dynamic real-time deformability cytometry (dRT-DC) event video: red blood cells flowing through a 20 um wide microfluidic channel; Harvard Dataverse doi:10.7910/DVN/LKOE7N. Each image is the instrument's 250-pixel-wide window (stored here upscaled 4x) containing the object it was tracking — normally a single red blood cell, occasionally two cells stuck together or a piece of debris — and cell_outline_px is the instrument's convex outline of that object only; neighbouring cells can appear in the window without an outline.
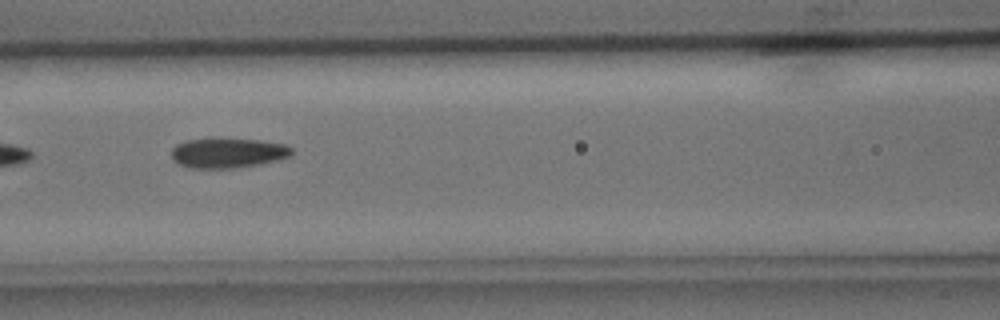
{"species": "common noctule bat (a hibernating species)", "species_latin": "Nyctalus noctula", "temperature_condition": "cold", "stored_images_in_passage": 5, "camera_frame_rate_fps": 3000, "um_per_image_px": 0.085, "animal": {"sex": "male", "body_mass_g": 15.6}, "frame": {"image": 1, "passage_image": 4, "time_ms": 3.667, "image_size_px": [1000, 320], "cell_outline_px": [[292, 156], [260, 164], [236, 168], [192, 168], [180, 164], [172, 160], [172, 148], [176, 144], [184, 140], [216, 136], [220, 136], [260, 140], [284, 144], [292, 148]], "centroid_in_image_um": [19.34, 12.95], "position_along_channel_um": 147.3, "area_um2": 21.73}}
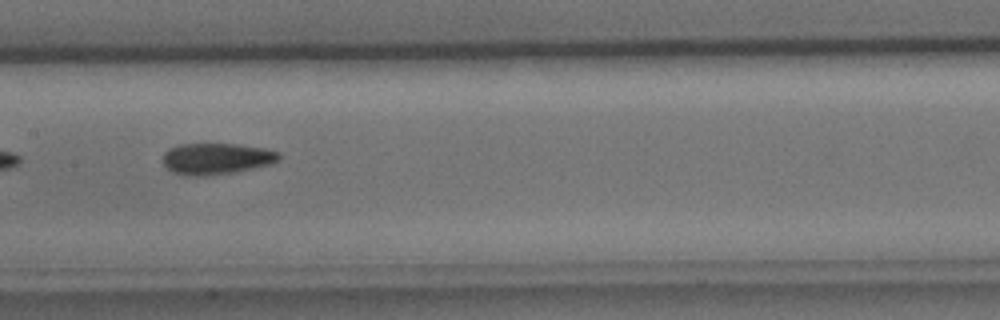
{"frame": {"image": 2, "passage_image": 5, "time_ms": 4.667, "image_size_px": [1000, 320], "cell_outline_px": [[280, 160], [272, 164], [232, 172], [204, 176], [184, 176], [172, 172], [164, 164], [164, 152], [168, 148], [180, 144], [236, 144], [264, 148], [280, 152]], "centroid_in_image_um": [18.4, 13.49], "position_along_channel_um": 189.0, "area_um2": 21.21}}